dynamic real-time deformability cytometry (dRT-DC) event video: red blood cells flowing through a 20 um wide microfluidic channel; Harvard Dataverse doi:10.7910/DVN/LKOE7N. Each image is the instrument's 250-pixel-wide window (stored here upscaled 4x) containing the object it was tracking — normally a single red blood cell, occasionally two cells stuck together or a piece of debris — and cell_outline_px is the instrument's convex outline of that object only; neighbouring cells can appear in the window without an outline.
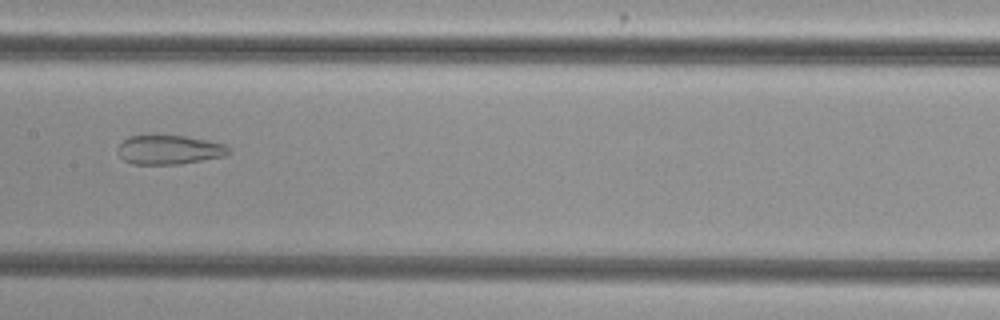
{"species": "common noctule bat (a hibernating species)", "species_latin": "Nyctalus noctula", "temperature_condition": "cold", "stored_images_in_passage": 36, "camera_frame_rate_fps": 3000, "um_per_image_px": 0.085, "animal": {"sex": "female", "body_mass_g": 29.2, "forearm_length_mm": 56.3}, "frame": {"image": 1, "passage_image": 10, "time_ms": 3.0, "image_size_px": [1000, 320], "cell_outline_px": [[228, 152], [224, 156], [180, 164], [132, 164], [124, 160], [120, 156], [120, 144], [128, 136], [184, 136], [208, 140], [228, 144]], "centroid_in_image_um": [14.42, 12.73], "position_along_channel_um": 193.0, "area_um2": 18.55}}
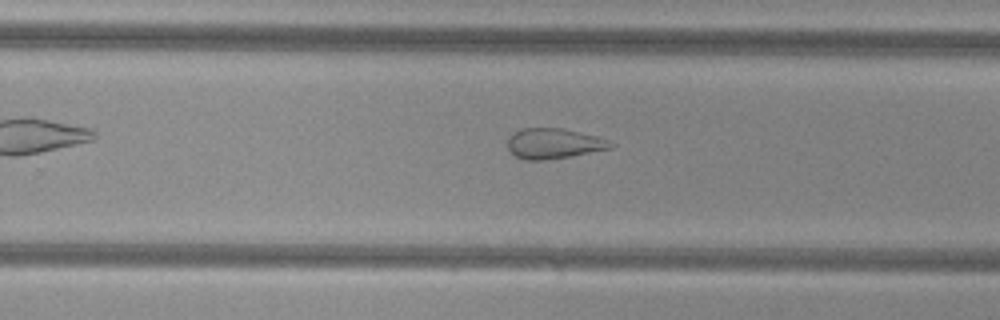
{"frame": {"image": 2, "passage_image": 17, "time_ms": 5.333, "image_size_px": [1000, 320], "cell_outline_px": [[616, 144], [612, 148], [572, 156], [544, 160], [524, 160], [508, 152], [508, 136], [520, 128], [564, 128], [596, 136], [608, 140]], "centroid_in_image_um": [47.05, 12.2], "position_along_channel_um": 282.7, "area_um2": 18.44}}
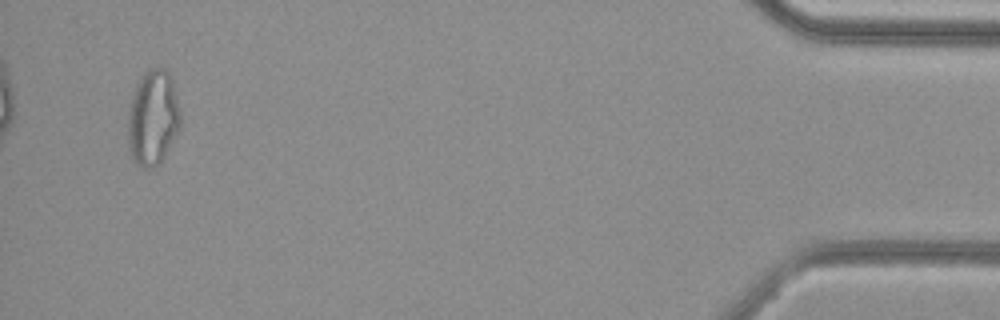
{"frame": {"image": 3, "passage_image": 34, "time_ms": 11.0, "image_size_px": [1000, 320], "cell_outline_px": [[180, 128], [160, 164], [152, 168], [144, 168], [136, 164], [132, 160], [128, 144], [128, 116], [132, 96], [136, 84], [144, 72], [152, 68], [164, 68], [168, 72], [172, 80], [180, 112]], "centroid_in_image_um": [12.99, 10.04], "position_along_channel_um": 422.2, "area_um2": 29.19}}